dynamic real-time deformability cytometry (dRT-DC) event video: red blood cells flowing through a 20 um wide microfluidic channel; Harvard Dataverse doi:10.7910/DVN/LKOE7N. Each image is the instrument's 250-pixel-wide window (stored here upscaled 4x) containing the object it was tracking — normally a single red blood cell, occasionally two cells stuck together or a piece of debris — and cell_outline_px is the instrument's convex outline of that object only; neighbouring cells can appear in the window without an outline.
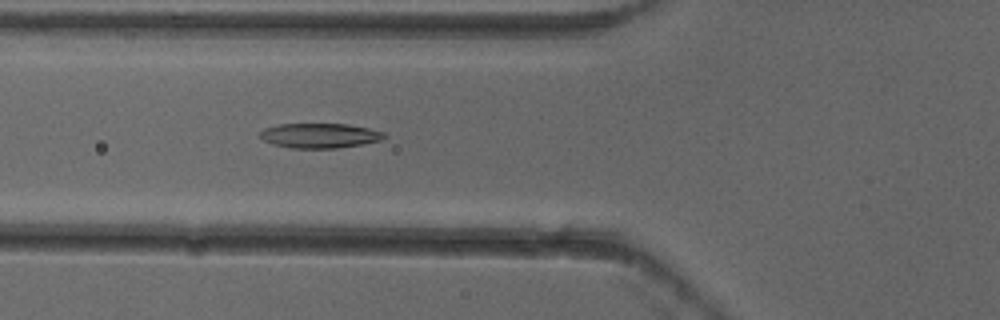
{"species": "common noctule bat (a hibernating species)", "species_latin": "Nyctalus noctula", "temperature_condition": "cold", "stored_images_in_passage": 5, "camera_frame_rate_fps": 3000, "um_per_image_px": 0.085, "animal": {"sex": "female"}, "frame": {"image": 1, "passage_image": 5, "time_ms": 1.333, "image_size_px": [1000, 320], "cell_outline_px": [[388, 136], [380, 140], [360, 144], [336, 148], [292, 148], [272, 144], [264, 140], [260, 136], [260, 132], [264, 128], [280, 124], [348, 124], [368, 128], [384, 132]], "centroid_in_image_um": [27.17, 11.52], "position_along_channel_um": 98.6, "area_um2": 17.8}}